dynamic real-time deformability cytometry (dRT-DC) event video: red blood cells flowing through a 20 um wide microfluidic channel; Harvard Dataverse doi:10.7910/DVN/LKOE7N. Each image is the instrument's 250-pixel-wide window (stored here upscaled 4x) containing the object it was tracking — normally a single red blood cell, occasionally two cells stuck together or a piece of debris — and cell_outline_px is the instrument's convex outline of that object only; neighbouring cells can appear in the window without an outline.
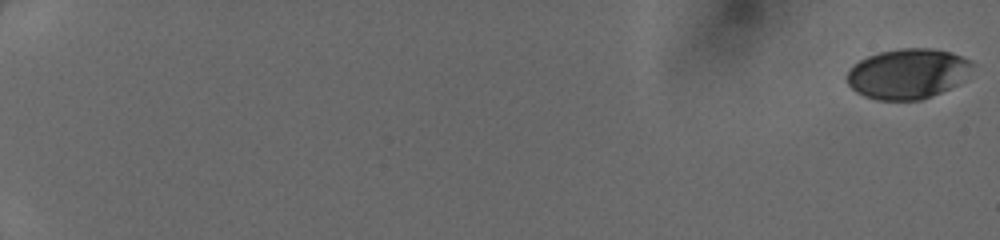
{"species": "human", "species_latin": "Homo sapiens", "temperature_condition": "cold", "stored_images_in_passage": 51, "camera_frame_rate_fps": 3000, "um_per_image_px": 0.085, "donor": {"sex": "female"}, "frame": {"image": 1, "passage_image": 1, "time_ms": 0.0, "image_size_px": [1000, 240], "cell_outline_px": [[972, 64], [960, 84], [920, 100], [876, 100], [864, 96], [856, 92], [848, 84], [848, 72], [852, 64], [868, 56], [880, 52], [900, 48], [932, 48], [952, 52], [968, 60]], "centroid_in_image_um": [77.12, 6.26], "position_along_channel_um": 7.9, "area_um2": 36.41}}
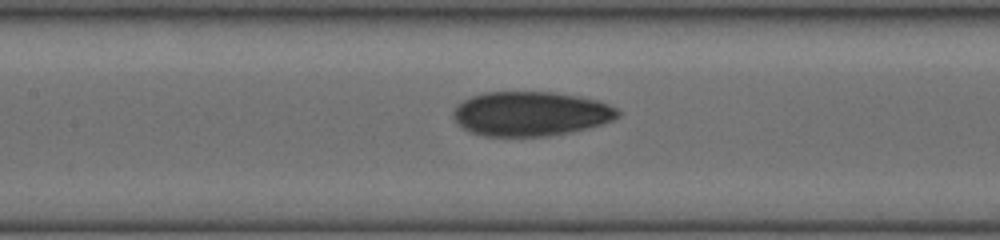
{"frame": {"image": 2, "passage_image": 28, "time_ms": 9.0, "image_size_px": [1000, 240], "cell_outline_px": [[620, 116], [612, 120], [600, 124], [568, 132], [548, 136], [484, 136], [472, 132], [456, 124], [452, 116], [452, 112], [456, 104], [472, 96], [484, 92], [552, 92], [580, 96], [596, 100], [608, 104], [616, 108], [620, 112]], "centroid_in_image_um": [45.06, 9.66], "position_along_channel_um": 162.3, "area_um2": 42.6}}
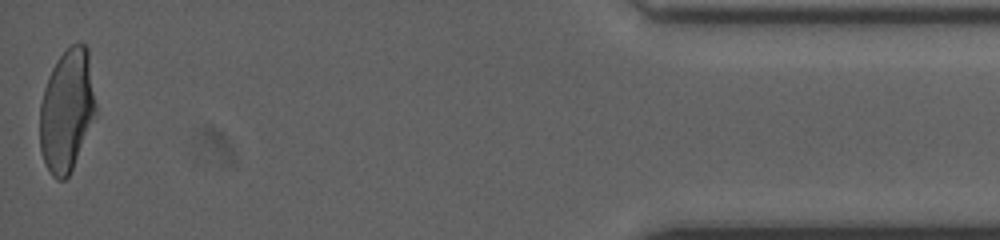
{"frame": {"image": 3, "passage_image": 51, "time_ms": 16.667, "image_size_px": [1000, 240], "cell_outline_px": [[96, 112], [72, 168], [68, 176], [64, 180], [56, 180], [52, 176], [40, 152], [40, 104], [44, 88], [48, 76], [56, 60], [76, 40], [84, 44], [88, 48], [96, 104]], "centroid_in_image_um": [5.67, 9.34], "position_along_channel_um": 429.5, "area_um2": 39.71}}